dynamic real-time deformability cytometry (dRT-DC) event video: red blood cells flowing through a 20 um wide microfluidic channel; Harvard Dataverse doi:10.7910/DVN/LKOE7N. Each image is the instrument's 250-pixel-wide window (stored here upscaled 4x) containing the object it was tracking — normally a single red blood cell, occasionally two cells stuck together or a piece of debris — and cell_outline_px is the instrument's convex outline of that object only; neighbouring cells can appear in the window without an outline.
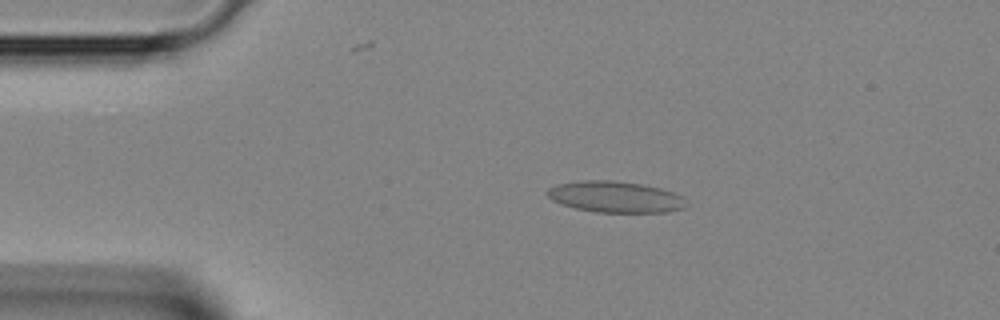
{"species": "Egyptian fruit bat (a non-hibernating species)", "species_latin": "Rousettus aegyptiacus", "temperature_condition": "room temperature", "stored_images_in_passage": 8, "camera_frame_rate_fps": 3000, "um_per_image_px": 0.085, "animal": {"sex": "female"}, "frame": {"image": 1, "passage_image": 5, "time_ms": 1.333, "image_size_px": [1000, 320], "cell_outline_px": [[688, 204], [684, 208], [668, 212], [596, 212], [576, 208], [560, 204], [552, 200], [544, 192], [548, 188], [556, 184], [584, 180], [612, 180], [640, 184], [660, 188], [684, 196]], "centroid_in_image_um": [52.3, 16.73], "position_along_channel_um": 32.7, "area_um2": 25.43}}